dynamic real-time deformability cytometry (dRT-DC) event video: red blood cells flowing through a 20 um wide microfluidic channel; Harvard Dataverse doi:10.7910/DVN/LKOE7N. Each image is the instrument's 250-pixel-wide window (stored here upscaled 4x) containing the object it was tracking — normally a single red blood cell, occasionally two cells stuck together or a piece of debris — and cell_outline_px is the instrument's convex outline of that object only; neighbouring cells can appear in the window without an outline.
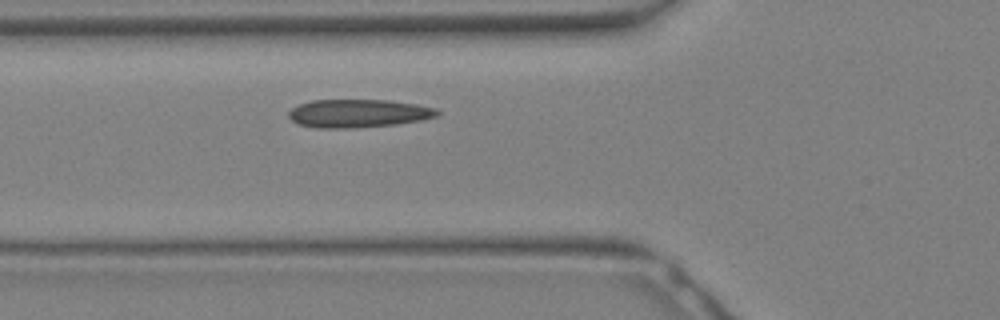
{"species": "Egyptian fruit bat (a non-hibernating species)", "species_latin": "Rousettus aegyptiacus", "temperature_condition": "warm", "stored_images_in_passage": 8, "camera_frame_rate_fps": 3000, "um_per_image_px": 0.085, "animal": {"sex": "female"}, "frame": {"image": 1, "passage_image": 4, "time_ms": 1.0, "image_size_px": [1000, 320], "cell_outline_px": [[440, 112], [436, 116], [420, 120], [396, 124], [348, 128], [316, 128], [296, 124], [288, 116], [288, 112], [292, 108], [300, 104], [312, 100], [392, 100], [416, 104], [436, 108]], "centroid_in_image_um": [30.43, 9.63], "position_along_channel_um": 95.4, "area_um2": 24.39}}
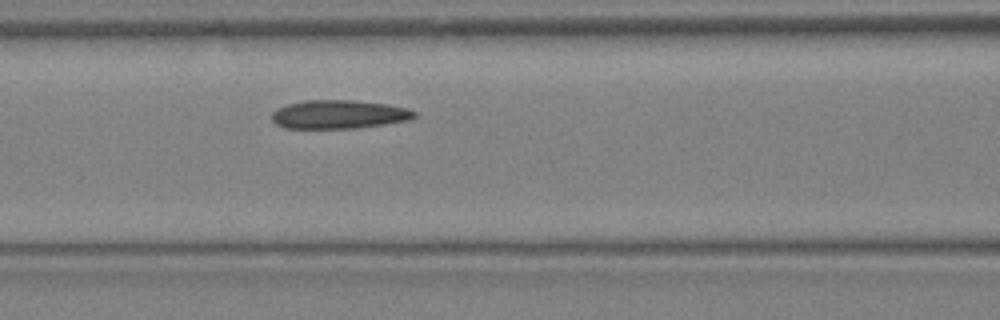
{"frame": {"image": 2, "passage_image": 6, "time_ms": 1.667, "image_size_px": [1000, 320], "cell_outline_px": [[416, 116], [408, 120], [384, 124], [356, 128], [284, 128], [276, 124], [272, 120], [272, 112], [276, 108], [288, 104], [308, 100], [352, 100], [388, 104], [404, 108], [416, 112]], "centroid_in_image_um": [28.77, 9.72], "position_along_channel_um": 137.8, "area_um2": 23.64}}
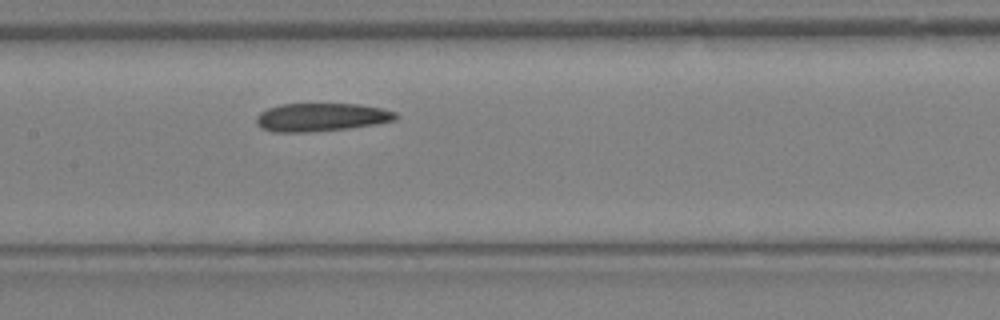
{"frame": {"image": 3, "passage_image": 8, "time_ms": 2.333, "image_size_px": [1000, 320], "cell_outline_px": [[400, 116], [396, 120], [348, 128], [308, 132], [272, 132], [260, 128], [256, 124], [256, 116], [260, 112], [268, 108], [280, 104], [360, 104], [380, 108], [396, 112]], "centroid_in_image_um": [27.27, 9.96], "position_along_channel_um": 180.1, "area_um2": 22.95}}